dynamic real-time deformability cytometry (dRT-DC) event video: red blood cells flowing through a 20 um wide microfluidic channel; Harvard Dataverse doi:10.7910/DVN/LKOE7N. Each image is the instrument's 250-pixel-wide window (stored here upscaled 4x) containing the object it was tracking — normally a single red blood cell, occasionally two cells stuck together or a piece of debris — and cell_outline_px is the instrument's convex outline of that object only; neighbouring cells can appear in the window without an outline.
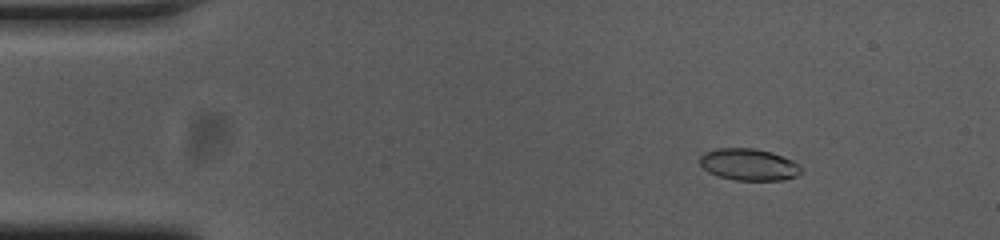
{"species": "common noctule bat (a hibernating species)", "species_latin": "Nyctalus noctula", "temperature_condition": "cold", "stored_images_in_passage": 49, "camera_frame_rate_fps": 3000, "um_per_image_px": 0.085, "animal": {"sex": "female", "body_mass_g": 23.0, "forearm_length_mm": 53.4}, "frame": {"image": 1, "passage_image": 2, "time_ms": 0.333, "image_size_px": [1000, 240], "cell_outline_px": [[804, 172], [796, 176], [784, 180], [736, 180], [720, 176], [708, 172], [700, 164], [700, 156], [704, 152], [716, 148], [756, 148], [772, 152], [792, 160], [800, 164], [804, 168]], "centroid_in_image_um": [63.7, 13.98], "position_along_channel_um": 21.3, "area_um2": 19.02}}
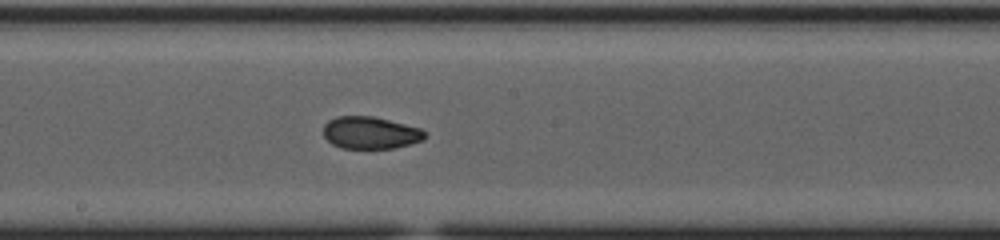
{"frame": {"image": 2, "passage_image": 24, "time_ms": 7.667, "image_size_px": [1000, 240], "cell_outline_px": [[428, 136], [424, 140], [396, 148], [340, 148], [332, 144], [324, 136], [324, 124], [328, 120], [336, 116], [372, 116], [420, 128]], "centroid_in_image_um": [31.48, 11.29], "position_along_channel_um": 216.7, "area_um2": 19.07}}
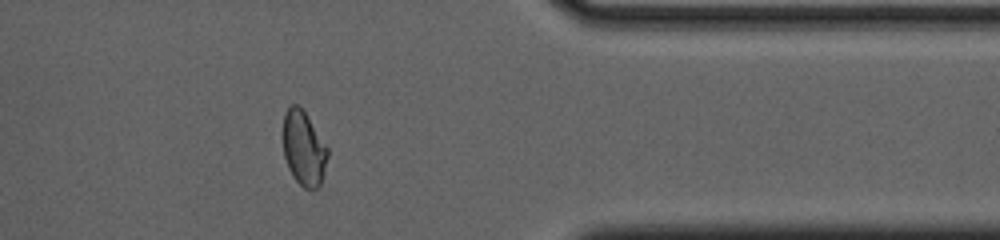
{"frame": {"image": 3, "passage_image": 39, "time_ms": 12.667, "image_size_px": [1000, 240], "cell_outline_px": [[328, 156], [320, 184], [316, 188], [304, 188], [292, 176], [288, 168], [284, 156], [284, 112], [292, 104], [296, 104], [304, 112], [328, 148]], "centroid_in_image_um": [25.81, 12.62], "position_along_channel_um": 385.6, "area_um2": 18.9}, "authors_computed_cell_mechanics": {"area_um2": 19.4786, "velocity_mm_per_s": 3.7375, "shape_relaxation_time_tau1_ms": 7.2254, "shape_relaxation_time_tau2_ms": 1.4392, "deformation_change_tau1": 0.1848, "deformation_change_tau2": 0.0503}}